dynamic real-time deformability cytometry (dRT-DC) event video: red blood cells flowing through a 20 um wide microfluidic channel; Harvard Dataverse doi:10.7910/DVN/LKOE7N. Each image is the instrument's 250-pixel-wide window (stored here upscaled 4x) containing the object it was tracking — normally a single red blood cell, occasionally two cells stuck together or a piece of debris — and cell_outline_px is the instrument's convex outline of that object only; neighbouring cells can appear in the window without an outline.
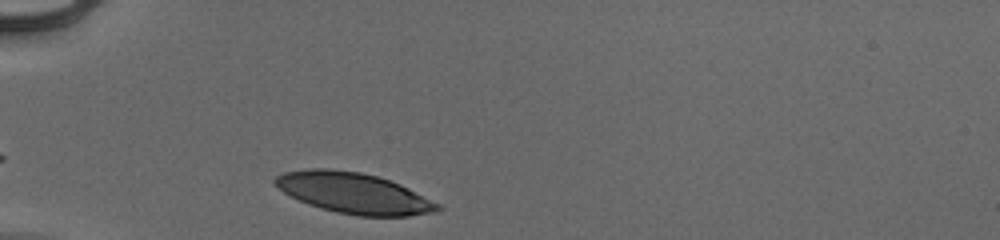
{"species": "human", "species_latin": "Homo sapiens", "temperature_condition": "cold", "stored_images_in_passage": 29, "camera_frame_rate_fps": 3000, "um_per_image_px": 0.085, "donor": {"sex": "male"}, "frame": {"image": 1, "passage_image": 1, "time_ms": 0.0, "image_size_px": [1000, 240], "cell_outline_px": [[444, 208], [436, 212], [408, 216], [356, 216], [336, 212], [320, 208], [308, 204], [284, 192], [272, 180], [276, 176], [284, 172], [312, 168], [328, 168], [360, 172], [376, 176], [400, 184], [440, 204]], "centroid_in_image_um": [30.09, 16.42], "position_along_channel_um": 54.9, "area_um2": 38.44}}
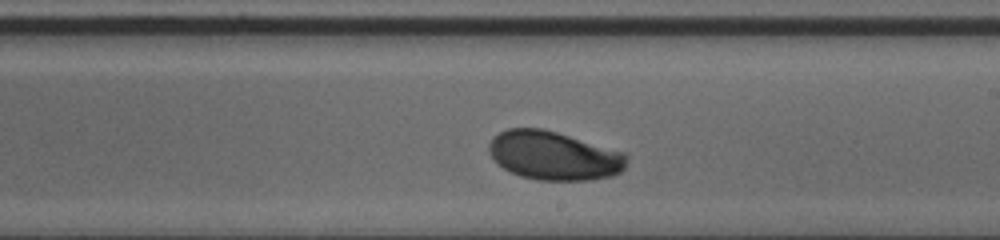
{"frame": {"image": 2, "passage_image": 17, "time_ms": 5.333, "image_size_px": [1000, 240], "cell_outline_px": [[628, 160], [624, 168], [620, 172], [612, 176], [592, 180], [536, 180], [520, 176], [496, 164], [488, 152], [488, 144], [492, 136], [508, 128], [544, 128], [624, 152], [628, 156]], "centroid_in_image_um": [47.06, 13.23], "position_along_channel_um": 241.9, "area_um2": 39.48}}
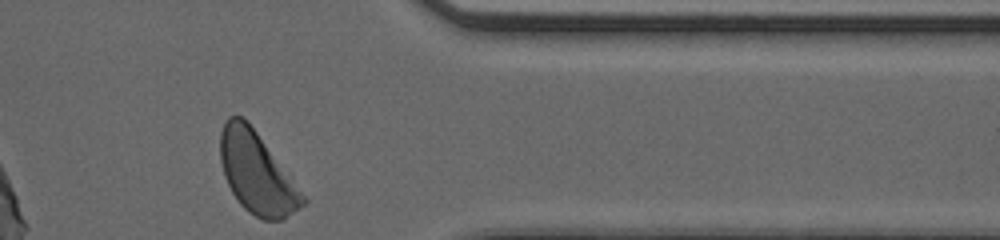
{"frame": {"image": 3, "passage_image": 29, "time_ms": 9.333, "image_size_px": [1000, 240], "cell_outline_px": [[308, 200], [304, 204], [284, 220], [264, 220], [248, 212], [240, 204], [232, 192], [224, 176], [220, 160], [220, 132], [228, 116], [240, 116], [248, 120]], "centroid_in_image_um": [21.81, 14.7], "position_along_channel_um": 389.6, "area_um2": 38.78}, "authors_computed_cell_mechanics": {"area_um2": 39.2462, "velocity_mm_per_s": 3.9006, "shape_relaxation_time_tau1_ms": 2.8131, "shape_relaxation_time_tau2_ms": null, "deformation_change_tau1": 0.1471, "deformation_change_tau2": null}}